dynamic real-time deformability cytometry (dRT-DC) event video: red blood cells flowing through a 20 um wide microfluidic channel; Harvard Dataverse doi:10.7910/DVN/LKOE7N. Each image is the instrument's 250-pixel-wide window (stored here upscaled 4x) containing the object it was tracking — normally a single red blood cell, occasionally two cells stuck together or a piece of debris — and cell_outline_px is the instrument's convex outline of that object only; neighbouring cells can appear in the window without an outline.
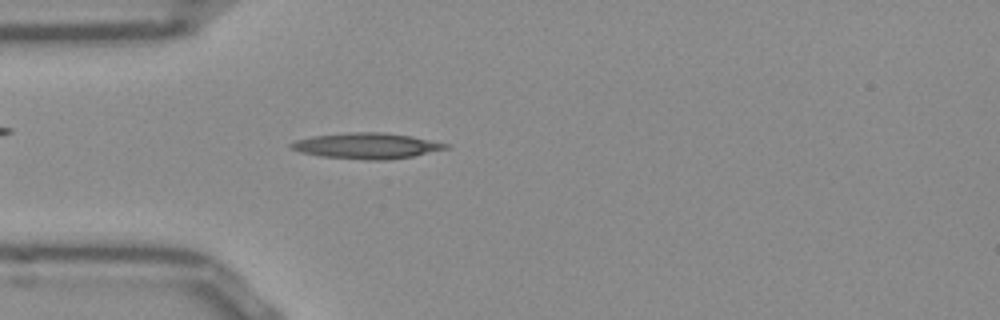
{"species": "Egyptian fruit bat (a non-hibernating species)", "species_latin": "Rousettus aegyptiacus", "temperature_condition": "room temperature", "stored_images_in_passage": 52, "camera_frame_rate_fps": 3000, "um_per_image_px": 0.085, "frame": {"image": 1, "passage_image": 14, "time_ms": 4.333, "image_size_px": [1000, 320], "cell_outline_px": [[448, 148], [412, 156], [388, 160], [368, 160], [320, 156], [300, 152], [288, 148], [288, 144], [296, 140], [312, 136], [352, 132], [384, 132], [412, 136], [448, 144]], "centroid_in_image_um": [31.11, 12.39], "position_along_channel_um": 53.9, "area_um2": 23.18}}
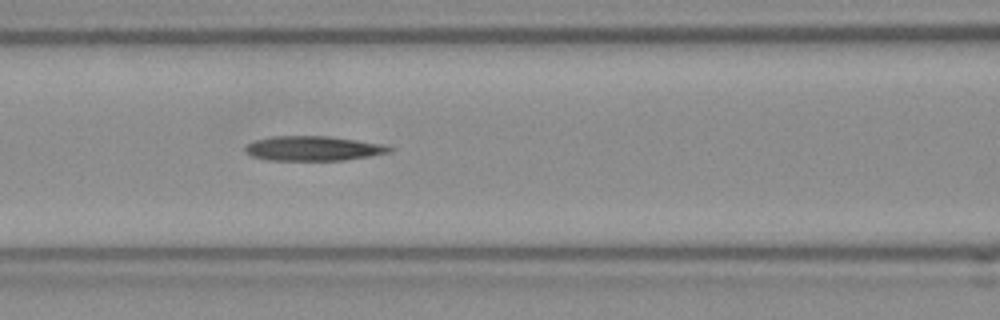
{"frame": {"image": 2, "passage_image": 21, "time_ms": 6.667, "image_size_px": [1000, 320], "cell_outline_px": [[396, 148], [392, 152], [344, 160], [268, 160], [252, 156], [244, 152], [244, 148], [248, 144], [256, 140], [272, 136], [328, 136], [388, 144]], "centroid_in_image_um": [26.69, 12.61], "position_along_channel_um": 139.9, "area_um2": 20.92}}
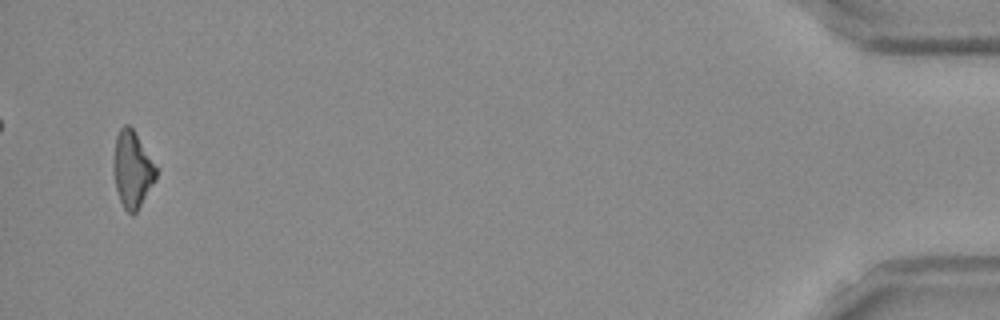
{"frame": {"image": 3, "passage_image": 50, "time_ms": 16.333, "image_size_px": [1000, 320], "cell_outline_px": [[160, 168], [156, 180], [136, 212], [132, 216], [124, 208], [120, 200], [116, 188], [112, 168], [112, 160], [116, 136], [120, 128], [124, 124], [128, 124], [132, 128]], "centroid_in_image_um": [11.27, 14.38], "position_along_channel_um": 423.9, "area_um2": 19.54}}